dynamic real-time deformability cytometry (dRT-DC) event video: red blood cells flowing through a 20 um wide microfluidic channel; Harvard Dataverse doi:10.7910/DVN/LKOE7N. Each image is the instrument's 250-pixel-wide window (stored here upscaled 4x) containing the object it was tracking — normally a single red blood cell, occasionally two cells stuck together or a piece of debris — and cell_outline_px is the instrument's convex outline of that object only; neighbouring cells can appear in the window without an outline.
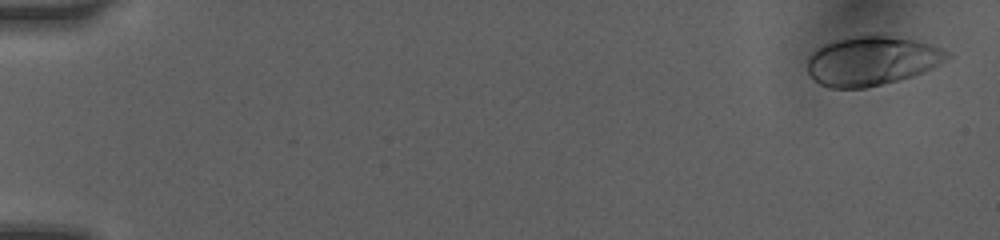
{"species": "human", "species_latin": "Homo sapiens", "temperature_condition": "room temperature", "stored_images_in_passage": 6, "camera_frame_rate_fps": 3000, "um_per_image_px": 0.085, "donor": {"sex": "female"}, "frame": {"image": 1, "passage_image": 1, "time_ms": 0.0, "image_size_px": [1000, 240], "cell_outline_px": [[952, 56], [912, 76], [864, 88], [828, 88], [812, 80], [808, 72], [808, 56], [816, 48], [824, 44], [836, 40], [856, 36], [880, 32], [884, 32], [928, 44], [940, 48], [948, 52]], "centroid_in_image_um": [74.03, 5.14], "position_along_channel_um": 11.0, "area_um2": 40.17}}
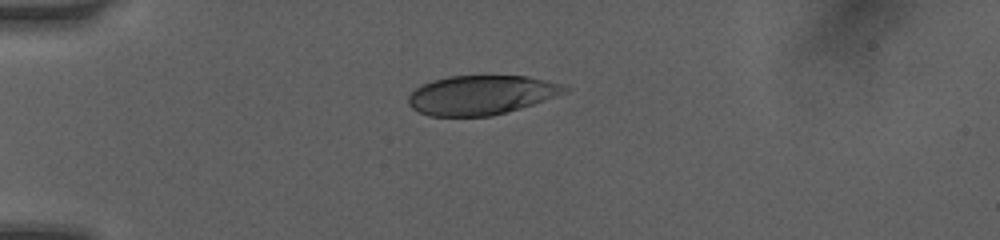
{"frame": {"image": 2, "passage_image": 4, "time_ms": 4.0, "image_size_px": [1000, 240], "cell_outline_px": [[572, 88], [564, 92], [544, 100], [520, 108], [492, 116], [428, 116], [412, 108], [408, 104], [408, 96], [416, 88], [432, 80], [448, 76], [528, 76], [560, 84]], "centroid_in_image_um": [40.86, 8.08], "position_along_channel_um": 44.1, "area_um2": 35.49}}
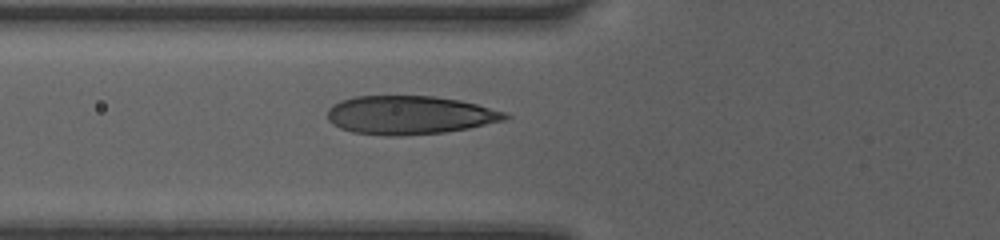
{"frame": {"image": 3, "passage_image": 6, "time_ms": 6.0, "image_size_px": [1000, 240], "cell_outline_px": [[512, 116], [508, 120], [468, 128], [444, 132], [400, 136], [388, 136], [352, 132], [340, 128], [332, 124], [328, 120], [328, 108], [332, 104], [340, 100], [356, 96], [436, 96], [460, 100], [476, 104], [504, 112]], "centroid_in_image_um": [34.81, 9.78], "position_along_channel_um": 91.0, "area_um2": 40.11}}